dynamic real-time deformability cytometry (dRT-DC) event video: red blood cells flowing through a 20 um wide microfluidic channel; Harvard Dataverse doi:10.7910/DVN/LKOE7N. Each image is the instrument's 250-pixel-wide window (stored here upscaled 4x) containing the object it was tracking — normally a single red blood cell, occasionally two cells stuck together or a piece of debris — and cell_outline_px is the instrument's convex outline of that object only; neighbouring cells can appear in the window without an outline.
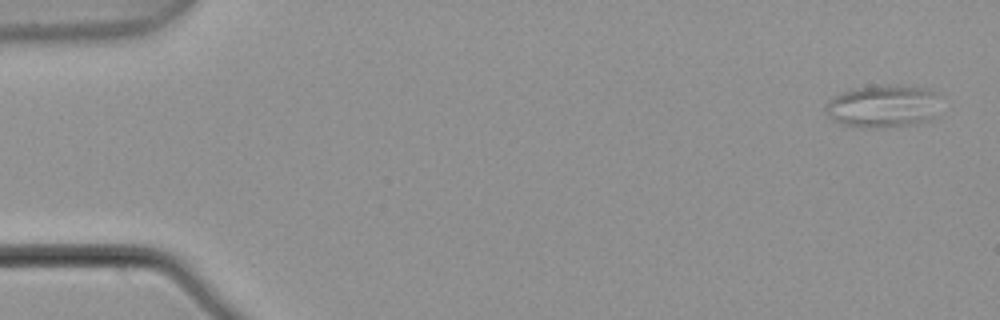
{"species": "common noctule bat (a hibernating species)", "species_latin": "Nyctalus noctula", "temperature_condition": "warm", "stored_images_in_passage": 4, "camera_frame_rate_fps": 3000, "um_per_image_px": 0.085, "animal": {"sex": "male", "body_mass_g": 21.5, "forearm_length_mm": 52.0}, "frame": {"image": 1, "passage_image": 1, "time_ms": 0.0, "image_size_px": [1000, 320], "cell_outline_px": [[932, 116], [928, 120], [920, 124], [888, 128], [864, 128], [840, 124], [832, 120], [824, 112], [824, 104], [828, 100], [840, 92], [856, 88], [888, 84], [928, 88], [932, 92]], "centroid_in_image_um": [74.88, 9.06], "position_along_channel_um": 10.1, "area_um2": 28.38}}